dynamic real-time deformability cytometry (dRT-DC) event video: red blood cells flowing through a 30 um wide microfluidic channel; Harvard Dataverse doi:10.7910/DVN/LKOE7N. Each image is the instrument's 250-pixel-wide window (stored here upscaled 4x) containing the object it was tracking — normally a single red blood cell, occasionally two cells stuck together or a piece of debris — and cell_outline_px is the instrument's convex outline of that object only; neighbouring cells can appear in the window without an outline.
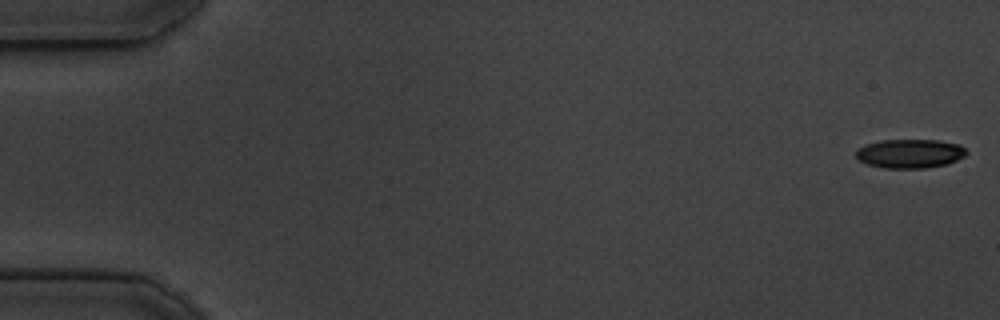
{"species": "common noctule bat (a hibernating species)", "species_latin": "Nyctalus noctula", "temperature_condition": "cold", "stored_images_in_passage": 54, "camera_frame_rate_fps": 3000, "um_per_image_px": 0.085, "animal": {"sex": "male", "body_mass_g": 19.5, "forearm_length_mm": 54.6}, "frame": {"image": 1, "passage_image": 1, "time_ms": 0.0, "image_size_px": [1000, 320], "cell_outline_px": [[968, 152], [964, 156], [948, 164], [924, 168], [884, 168], [868, 164], [860, 160], [856, 156], [856, 148], [864, 144], [880, 140], [936, 140], [960, 144]], "centroid_in_image_um": [77.33, 13.05], "position_along_channel_um": 7.7, "area_um2": 18.73}}
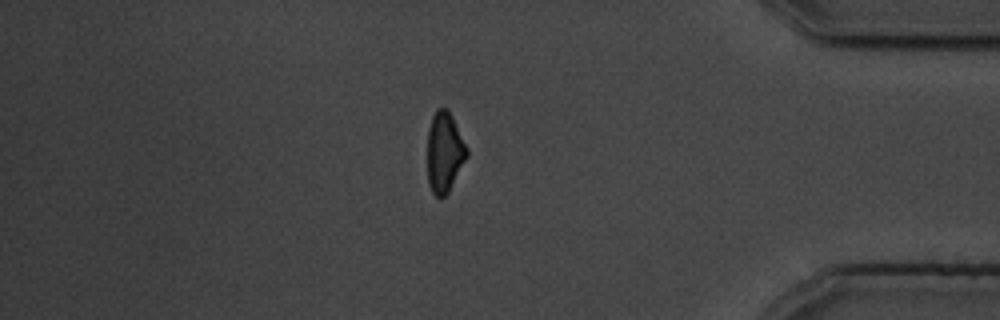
{"frame": {"image": 2, "passage_image": 46, "time_ms": 15.0, "image_size_px": [1000, 320], "cell_outline_px": [[468, 156], [448, 192], [440, 200], [432, 192], [428, 184], [428, 128], [432, 116], [436, 108], [448, 108], [468, 148]], "centroid_in_image_um": [37.78, 12.93], "position_along_channel_um": 397.4, "area_um2": 18.61}}
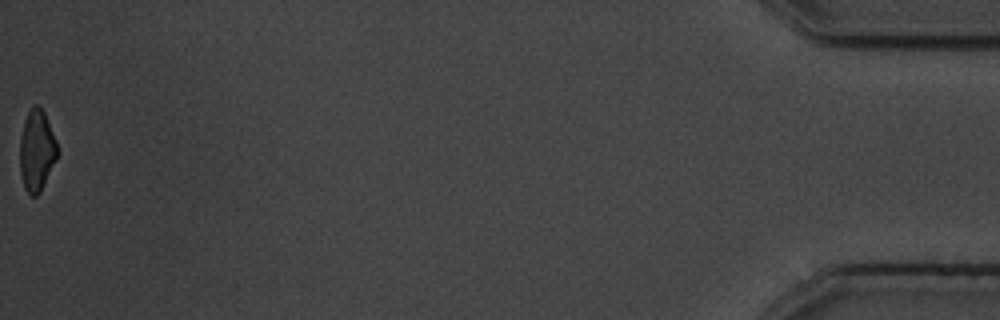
{"frame": {"image": 3, "passage_image": 54, "time_ms": 17.667, "image_size_px": [1000, 320], "cell_outline_px": [[60, 152], [40, 192], [36, 196], [32, 196], [24, 188], [20, 172], [20, 136], [24, 120], [32, 104], [36, 104], [44, 112], [56, 140]], "centroid_in_image_um": [3.13, 12.79], "position_along_channel_um": 432.1, "area_um2": 17.86}, "authors_computed_cell_mechanics": {"area_um2": 19.9988, "velocity_mm_per_s": 3.7621, "shape_relaxation_time_tau1_ms": 5.0574, "shape_relaxation_time_tau2_ms": 3.6347, "deformation_change_tau1": 0.1312, "deformation_change_tau2": 0.1053}}